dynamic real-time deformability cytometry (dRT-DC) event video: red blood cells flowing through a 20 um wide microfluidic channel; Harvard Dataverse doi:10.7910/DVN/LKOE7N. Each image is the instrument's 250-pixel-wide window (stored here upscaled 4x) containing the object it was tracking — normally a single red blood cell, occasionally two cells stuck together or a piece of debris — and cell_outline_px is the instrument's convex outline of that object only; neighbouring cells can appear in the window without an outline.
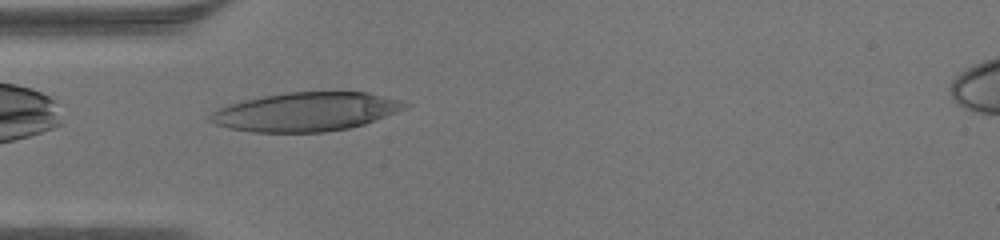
{"species": "human", "species_latin": "Homo sapiens", "temperature_condition": "warm", "stored_images_in_passage": 33, "camera_frame_rate_fps": 3000, "um_per_image_px": 0.085, "donor": {"sex": "male"}, "frame": {"image": 1, "passage_image": 1, "time_ms": 0.0, "image_size_px": [1000, 240], "cell_outline_px": [[412, 104], [408, 108], [364, 124], [348, 128], [324, 132], [252, 132], [228, 128], [216, 124], [208, 120], [208, 116], [212, 112], [220, 108], [244, 100], [264, 96], [288, 92], [368, 92], [400, 100]], "centroid_in_image_um": [26.04, 9.5], "position_along_channel_um": 59.0, "area_um2": 43.87}}
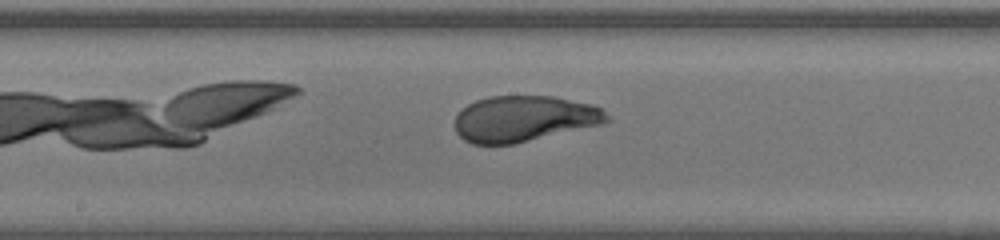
{"frame": {"image": 2, "passage_image": 11, "time_ms": 3.333, "image_size_px": [1000, 240], "cell_outline_px": [[612, 120], [600, 124], [512, 144], [472, 144], [464, 140], [456, 132], [456, 116], [468, 104], [476, 100], [488, 96], [552, 96], [592, 104], [600, 108]], "centroid_in_image_um": [44.52, 10.08], "position_along_channel_um": 203.7, "area_um2": 40.23}}
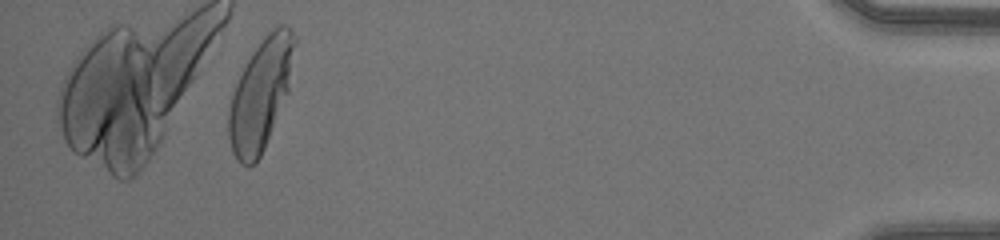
{"frame": {"image": 3, "passage_image": 30, "time_ms": 9.667, "image_size_px": [1000, 240], "cell_outline_px": [[296, 40], [288, 92], [264, 148], [256, 164], [240, 164], [232, 152], [228, 136], [228, 112], [232, 96], [236, 84], [252, 52], [264, 36], [272, 28], [280, 24], [284, 24], [292, 28], [296, 36]], "centroid_in_image_um": [22.17, 7.99], "position_along_channel_um": 413.0, "area_um2": 42.14}}